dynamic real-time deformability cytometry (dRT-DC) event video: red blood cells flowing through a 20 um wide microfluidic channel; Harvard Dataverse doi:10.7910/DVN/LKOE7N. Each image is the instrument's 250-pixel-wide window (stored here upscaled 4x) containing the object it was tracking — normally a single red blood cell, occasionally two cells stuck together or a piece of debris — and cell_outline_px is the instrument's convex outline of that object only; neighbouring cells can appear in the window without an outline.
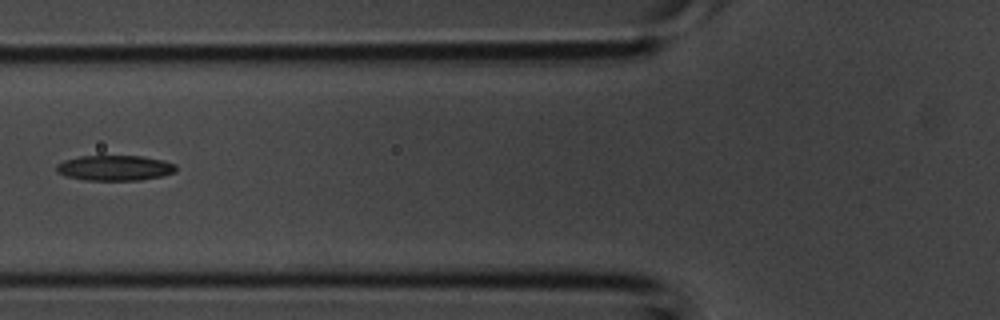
{"species": "common noctule bat (a hibernating species)", "species_latin": "Nyctalus noctula", "temperature_condition": "room temperature", "stored_images_in_passage": 4, "camera_frame_rate_fps": 3000, "um_per_image_px": 0.085, "animal": {"sex": "male", "body_mass_g": 20.1, "forearm_length_mm": 53.5}, "frame": {"image": 1, "passage_image": 4, "time_ms": 1.0, "image_size_px": [1000, 320], "cell_outline_px": [[176, 172], [164, 176], [140, 180], [84, 180], [64, 176], [56, 172], [56, 164], [64, 160], [80, 156], [144, 156], [164, 160], [176, 164]], "centroid_in_image_um": [9.77, 14.27], "position_along_channel_um": 116.0, "area_um2": 17.92}}